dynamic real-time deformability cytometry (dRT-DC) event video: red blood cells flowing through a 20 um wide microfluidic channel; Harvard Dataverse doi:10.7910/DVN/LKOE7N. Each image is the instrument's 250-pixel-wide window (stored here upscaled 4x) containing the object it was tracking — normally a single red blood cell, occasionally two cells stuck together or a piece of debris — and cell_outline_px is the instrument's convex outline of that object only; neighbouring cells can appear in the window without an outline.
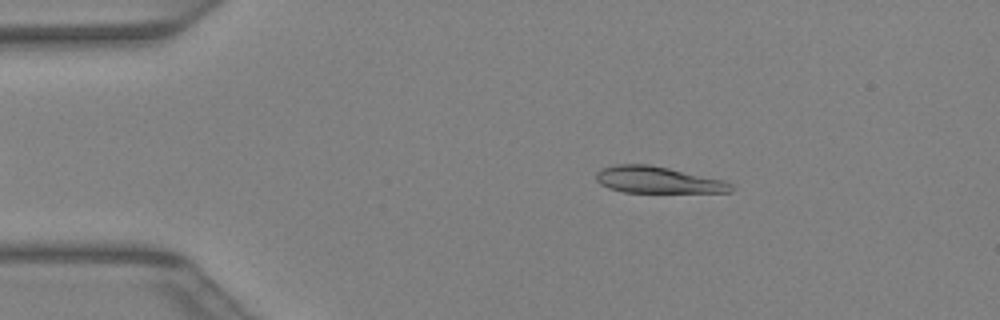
{"species": "Egyptian fruit bat (a non-hibernating species)", "species_latin": "Rousettus aegyptiacus", "temperature_condition": "warm", "stored_images_in_passage": 40, "camera_frame_rate_fps": 3000, "um_per_image_px": 0.085, "animal": {"sex": "female"}, "frame": {"image": 1, "passage_image": 7, "time_ms": 2.0, "image_size_px": [1000, 320], "cell_outline_px": [[732, 192], [624, 192], [608, 188], [600, 184], [596, 180], [596, 172], [600, 168], [616, 164], [648, 164], [668, 168], [724, 180], [732, 184]], "centroid_in_image_um": [55.86, 15.29], "position_along_channel_um": 29.1, "area_um2": 20.87}}
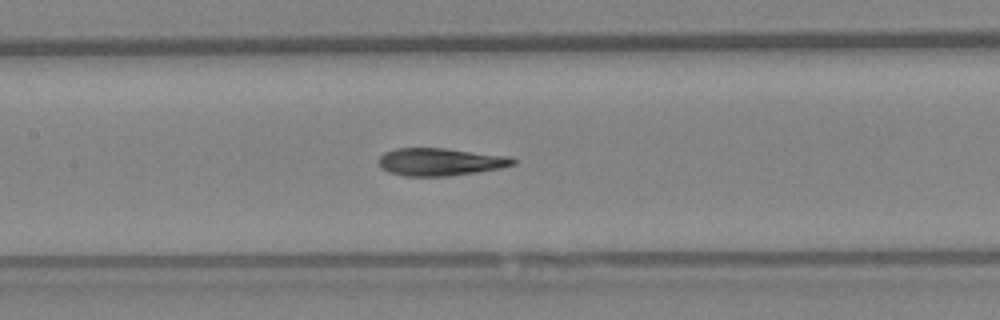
{"frame": {"image": 2, "passage_image": 19, "time_ms": 6.0, "image_size_px": [1000, 320], "cell_outline_px": [[516, 164], [500, 168], [476, 172], [448, 176], [404, 176], [388, 172], [380, 168], [380, 156], [384, 152], [396, 148], [444, 148], [508, 156], [516, 160]], "centroid_in_image_um": [37.4, 13.76], "position_along_channel_um": 170.0, "area_um2": 21.56}}
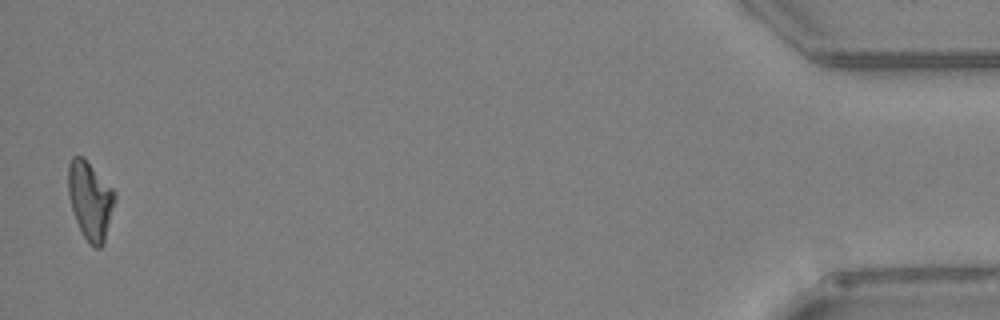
{"frame": {"image": 3, "passage_image": 40, "time_ms": 13.0, "image_size_px": [1000, 320], "cell_outline_px": [[116, 196], [104, 244], [100, 248], [96, 248], [84, 236], [76, 220], [68, 196], [68, 164], [72, 156], [84, 156], [116, 192]], "centroid_in_image_um": [7.67, 16.98], "position_along_channel_um": 427.5, "area_um2": 21.15}}